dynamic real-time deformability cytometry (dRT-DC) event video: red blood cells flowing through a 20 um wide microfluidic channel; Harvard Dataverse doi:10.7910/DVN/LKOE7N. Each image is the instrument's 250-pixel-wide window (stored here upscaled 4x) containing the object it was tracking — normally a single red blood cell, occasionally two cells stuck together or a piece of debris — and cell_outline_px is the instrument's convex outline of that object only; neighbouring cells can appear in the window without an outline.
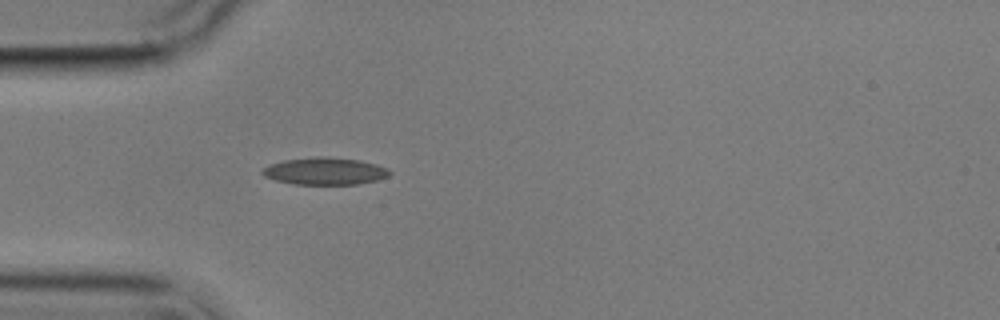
{"species": "common noctule bat (a hibernating species)", "species_latin": "Nyctalus noctula", "temperature_condition": "cold", "stored_images_in_passage": 1, "camera_frame_rate_fps": 3000, "um_per_image_px": 0.085, "animal": {"sex": "male", "body_mass_g": 17.9}, "frame": {"image": 1, "passage_image": 1, "time_ms": 0.0, "image_size_px": [1000, 320], "cell_outline_px": [[392, 172], [388, 176], [376, 180], [356, 184], [292, 184], [276, 180], [264, 176], [260, 172], [268, 164], [284, 160], [316, 156], [328, 156], [360, 160], [376, 164], [388, 168]], "centroid_in_image_um": [27.61, 14.53], "position_along_channel_um": 57.4, "area_um2": 20.29}}